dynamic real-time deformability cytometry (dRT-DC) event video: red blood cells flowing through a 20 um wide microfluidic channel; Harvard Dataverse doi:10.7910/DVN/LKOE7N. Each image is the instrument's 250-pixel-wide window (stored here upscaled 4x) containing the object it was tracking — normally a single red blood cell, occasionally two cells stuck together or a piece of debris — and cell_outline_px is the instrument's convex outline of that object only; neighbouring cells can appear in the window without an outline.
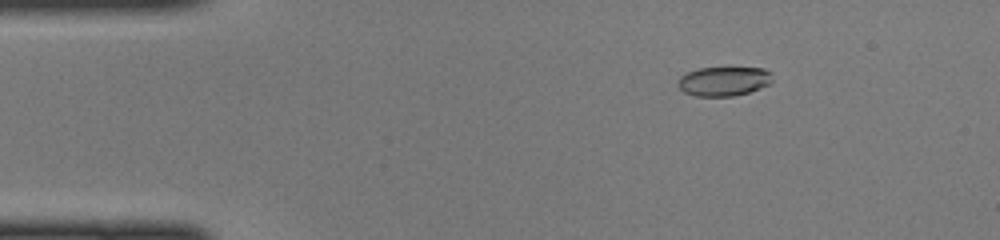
{"species": "common noctule bat (a hibernating species)", "species_latin": "Nyctalus noctula", "temperature_condition": "cold", "stored_images_in_passage": 47, "camera_frame_rate_fps": 3000, "um_per_image_px": 0.085, "animal": {"sex": "female", "body_mass_g": 22.0, "forearm_length_mm": 56.7}, "frame": {"image": 1, "passage_image": 7, "time_ms": 2.0, "image_size_px": [1000, 240], "cell_outline_px": [[772, 80], [768, 84], [760, 88], [748, 92], [732, 96], [696, 96], [684, 92], [676, 84], [680, 76], [688, 72], [700, 68], [764, 68], [768, 72]], "centroid_in_image_um": [61.47, 6.91], "position_along_channel_um": 23.5, "area_um2": 15.9}}
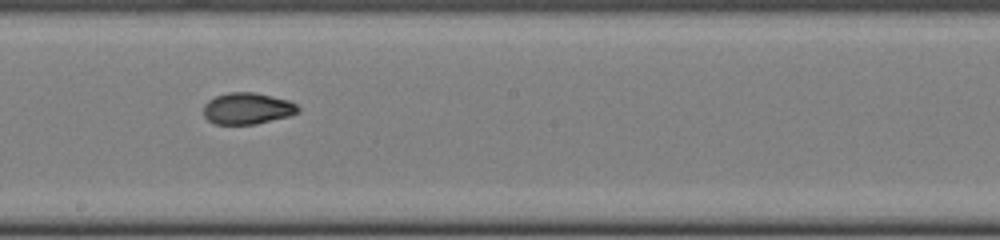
{"frame": {"image": 2, "passage_image": 26, "time_ms": 8.333, "image_size_px": [1000, 240], "cell_outline_px": [[300, 108], [296, 112], [288, 116], [256, 124], [212, 124], [204, 116], [204, 104], [208, 100], [216, 96], [228, 92], [256, 92], [288, 100], [296, 104]], "centroid_in_image_um": [20.99, 9.21], "position_along_channel_um": 227.2, "area_um2": 17.34}}
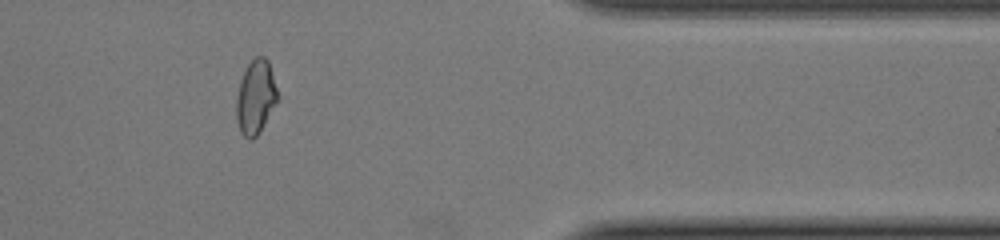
{"frame": {"image": 3, "passage_image": 39, "time_ms": 12.667, "image_size_px": [1000, 240], "cell_outline_px": [[280, 100], [260, 132], [252, 140], [248, 140], [240, 132], [236, 120], [236, 96], [240, 80], [248, 64], [256, 56], [264, 56], [268, 60], [280, 96]], "centroid_in_image_um": [21.76, 8.29], "position_along_channel_um": 389.6, "area_um2": 18.32}}